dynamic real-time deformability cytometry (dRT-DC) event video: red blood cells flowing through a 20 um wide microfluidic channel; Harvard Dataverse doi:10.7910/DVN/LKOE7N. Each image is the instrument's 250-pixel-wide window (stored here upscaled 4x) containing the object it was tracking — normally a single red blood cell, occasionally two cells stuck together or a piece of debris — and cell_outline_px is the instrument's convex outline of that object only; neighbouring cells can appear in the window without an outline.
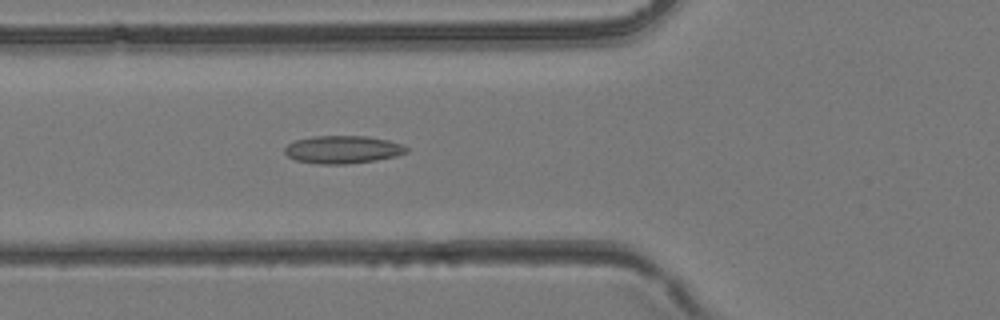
{"species": "common noctule bat (a hibernating species)", "species_latin": "Nyctalus noctula", "temperature_condition": "room temperature", "stored_images_in_passage": 43, "camera_frame_rate_fps": 3000, "um_per_image_px": 0.085, "animal": {"sex": "female", "body_mass_g": 24.6, "forearm_length_mm": 56.2}, "frame": {"image": 1, "passage_image": 16, "time_ms": 5.0, "image_size_px": [1000, 320], "cell_outline_px": [[408, 152], [396, 156], [376, 160], [344, 164], [320, 164], [296, 160], [288, 156], [284, 152], [284, 148], [288, 144], [296, 140], [312, 136], [368, 136], [388, 140], [404, 144], [408, 148]], "centroid_in_image_um": [29.16, 12.7], "position_along_channel_um": 96.6, "area_um2": 19.77}}
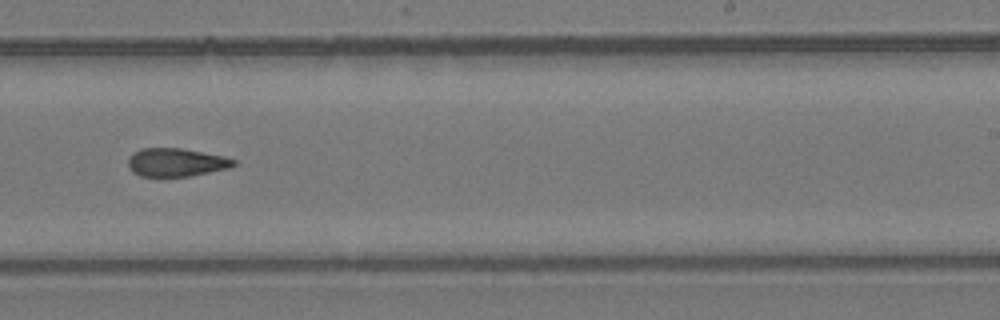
{"frame": {"image": 2, "passage_image": 27, "time_ms": 8.667, "image_size_px": [1000, 320], "cell_outline_px": [[236, 164], [228, 168], [188, 176], [140, 176], [132, 172], [128, 164], [128, 160], [132, 152], [140, 148], [180, 148], [224, 156], [236, 160]], "centroid_in_image_um": [14.94, 13.79], "position_along_channel_um": 274.1, "area_um2": 17.28}}
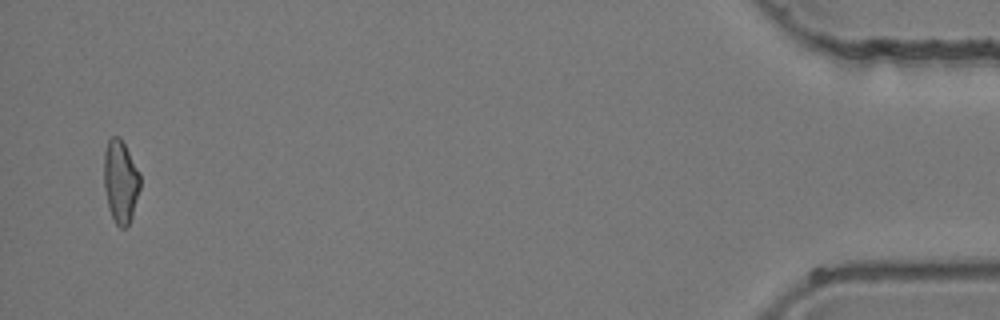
{"frame": {"image": 3, "passage_image": 42, "time_ms": 13.667, "image_size_px": [1000, 320], "cell_outline_px": [[140, 188], [132, 216], [128, 224], [124, 228], [120, 228], [116, 224], [108, 208], [104, 188], [104, 152], [108, 140], [112, 136], [120, 136], [140, 172]], "centroid_in_image_um": [10.24, 15.41], "position_along_channel_um": 425.0, "area_um2": 17.57}}